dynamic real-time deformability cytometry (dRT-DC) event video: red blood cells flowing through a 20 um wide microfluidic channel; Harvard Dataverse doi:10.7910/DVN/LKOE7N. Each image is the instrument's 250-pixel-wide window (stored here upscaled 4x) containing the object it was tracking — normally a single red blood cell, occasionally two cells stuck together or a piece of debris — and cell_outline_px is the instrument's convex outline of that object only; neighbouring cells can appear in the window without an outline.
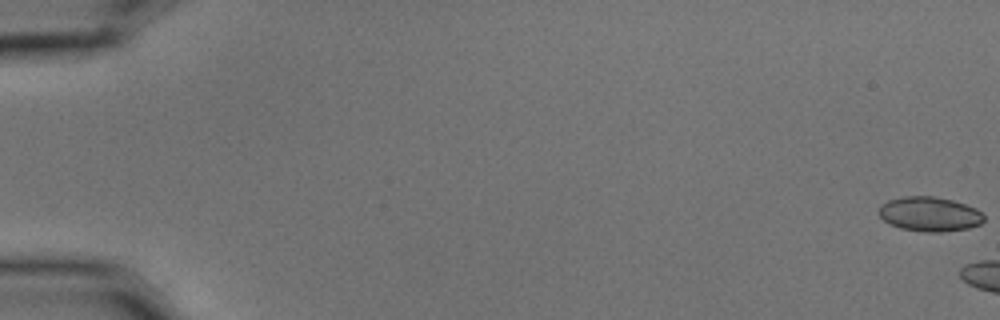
{"species": "common noctule bat (a hibernating species)", "species_latin": "Nyctalus noctula", "temperature_condition": "cold", "stored_images_in_passage": 3, "camera_frame_rate_fps": 3000, "um_per_image_px": 0.085, "animal": {"sex": "male", "body_mass_g": 15.6}, "frame": {"image": 1, "passage_image": 1, "time_ms": 0.0, "image_size_px": [1000, 320], "cell_outline_px": [[984, 220], [980, 224], [968, 228], [940, 232], [924, 232], [900, 228], [884, 220], [880, 216], [880, 204], [888, 200], [904, 196], [932, 196], [952, 200], [976, 208], [984, 216]], "centroid_in_image_um": [79.01, 18.19], "position_along_channel_um": 6.0, "area_um2": 20.98}}